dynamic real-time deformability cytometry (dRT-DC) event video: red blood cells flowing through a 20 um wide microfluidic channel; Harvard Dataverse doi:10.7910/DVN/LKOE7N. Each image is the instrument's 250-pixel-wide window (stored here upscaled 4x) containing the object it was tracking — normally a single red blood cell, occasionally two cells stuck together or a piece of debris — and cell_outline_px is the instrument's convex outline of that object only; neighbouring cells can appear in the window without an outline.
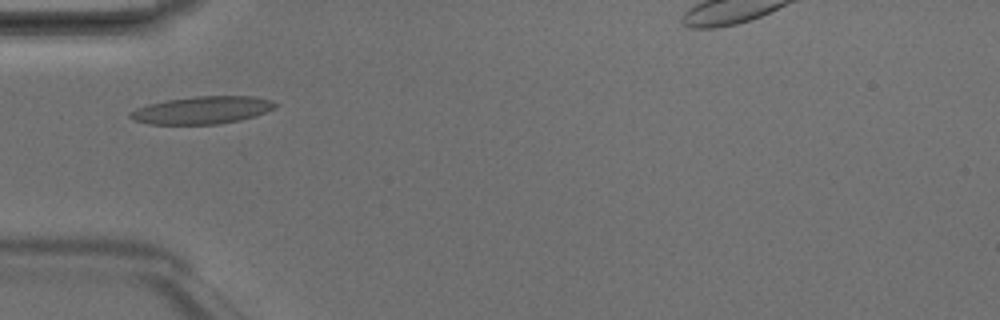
{"species": "Egyptian fruit bat (a non-hibernating species)", "species_latin": "Rousettus aegyptiacus", "temperature_condition": "room temperature", "stored_images_in_passage": 5, "camera_frame_rate_fps": 3000, "um_per_image_px": 0.085, "animal": {"sex": "male"}, "frame": {"image": 1, "passage_image": 4, "time_ms": 1.0, "image_size_px": [1000, 320], "cell_outline_px": [[280, 104], [276, 108], [240, 120], [216, 124], [148, 124], [132, 120], [128, 116], [128, 112], [136, 108], [148, 104], [164, 100], [196, 96], [252, 96], [272, 100]], "centroid_in_image_um": [17.15, 9.35], "position_along_channel_um": 67.9, "area_um2": 23.41}}